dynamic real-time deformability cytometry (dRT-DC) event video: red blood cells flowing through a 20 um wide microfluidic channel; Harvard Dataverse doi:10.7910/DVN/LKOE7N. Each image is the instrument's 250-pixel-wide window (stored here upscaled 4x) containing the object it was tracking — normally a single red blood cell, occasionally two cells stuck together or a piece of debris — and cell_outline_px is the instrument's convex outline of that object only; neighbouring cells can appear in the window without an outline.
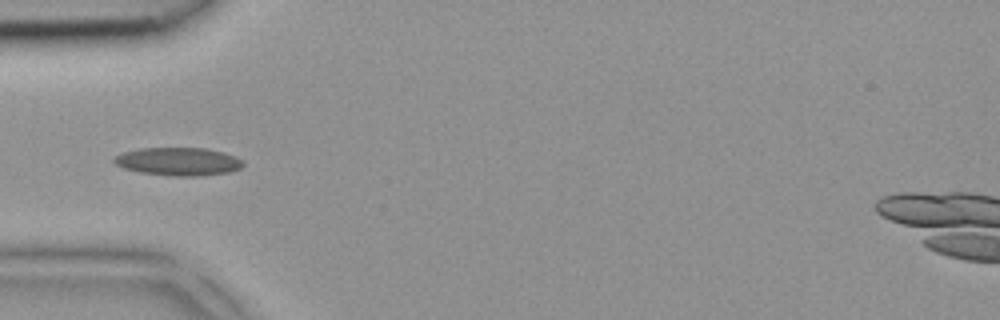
{"species": "common noctule bat (a hibernating species)", "species_latin": "Nyctalus noctula", "temperature_condition": "room temperature", "stored_images_in_passage": 5, "camera_frame_rate_fps": 3000, "um_per_image_px": 0.085, "animal": {"sex": "female", "body_mass_g": 18.4}, "frame": {"image": 1, "passage_image": 4, "time_ms": 1.0, "image_size_px": [1000, 320], "cell_outline_px": [[244, 164], [240, 168], [232, 172], [200, 176], [172, 176], [140, 172], [124, 168], [116, 164], [112, 160], [116, 156], [124, 152], [140, 148], [204, 148], [224, 152], [236, 156], [244, 160]], "centroid_in_image_um": [15.22, 13.73], "position_along_channel_um": 69.8, "area_um2": 21.21}}